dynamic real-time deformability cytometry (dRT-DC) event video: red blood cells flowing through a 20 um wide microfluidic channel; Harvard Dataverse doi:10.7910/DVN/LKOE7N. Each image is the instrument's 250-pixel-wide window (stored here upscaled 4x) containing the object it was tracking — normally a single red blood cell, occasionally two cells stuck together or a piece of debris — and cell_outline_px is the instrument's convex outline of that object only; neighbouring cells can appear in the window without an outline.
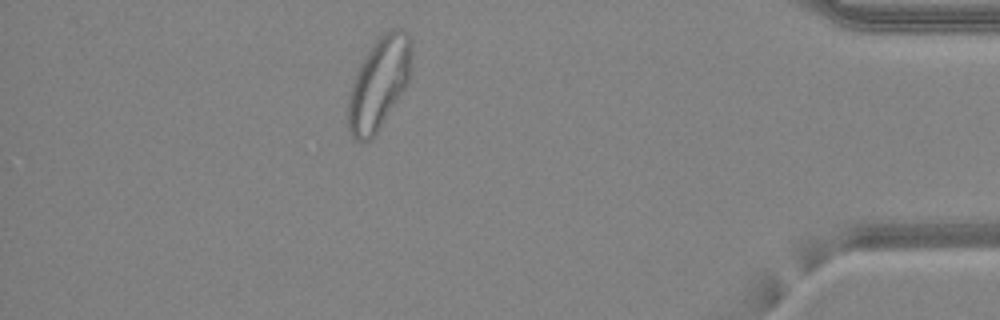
{"species": "common noctule bat (a hibernating species)", "species_latin": "Nyctalus noctula", "temperature_condition": "warm", "stored_images_in_passage": 39, "camera_frame_rate_fps": 3000, "um_per_image_px": 0.085, "animal": {"sex": "female", "body_mass_g": 24.6, "forearm_length_mm": 56.2}, "frame": {"image": 1, "passage_image": 34, "time_ms": 11.0, "image_size_px": [1000, 320], "cell_outline_px": [[412, 52], [408, 80], [404, 88], [376, 136], [372, 140], [364, 144], [360, 144], [352, 140], [348, 128], [348, 96], [356, 72], [364, 56], [372, 44], [384, 32], [392, 28], [404, 28], [408, 32], [412, 40]], "centroid_in_image_um": [32.19, 7.13], "position_along_channel_um": 403.0, "area_um2": 34.62}}